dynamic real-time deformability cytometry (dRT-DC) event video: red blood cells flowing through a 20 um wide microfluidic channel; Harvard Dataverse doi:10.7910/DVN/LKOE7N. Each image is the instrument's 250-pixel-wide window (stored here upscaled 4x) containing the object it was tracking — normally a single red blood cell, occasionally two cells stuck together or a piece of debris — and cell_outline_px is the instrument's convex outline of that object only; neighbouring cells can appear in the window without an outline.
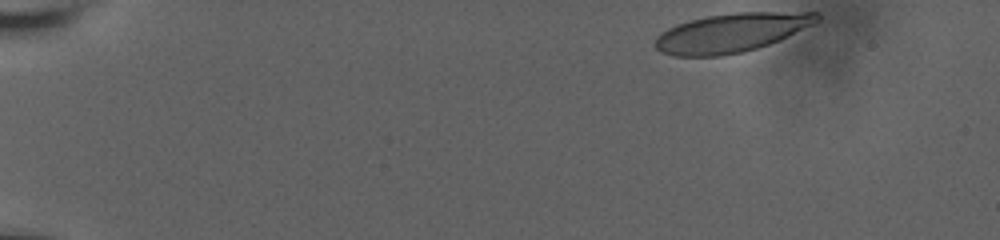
{"species": "human", "species_latin": "Homo sapiens", "temperature_condition": "room temperature", "stored_images_in_passage": 45, "camera_frame_rate_fps": 3000, "um_per_image_px": 0.085, "donor": {"sex": "male"}, "frame": {"image": 1, "passage_image": 1, "time_ms": 0.0, "image_size_px": [1000, 240], "cell_outline_px": [[820, 20], [780, 40], [744, 52], [720, 56], [672, 56], [660, 52], [656, 48], [656, 36], [660, 32], [676, 24], [688, 20], [708, 16], [736, 12], [820, 12]], "centroid_in_image_um": [62.14, 2.78], "position_along_channel_um": 22.9, "area_um2": 36.7}}
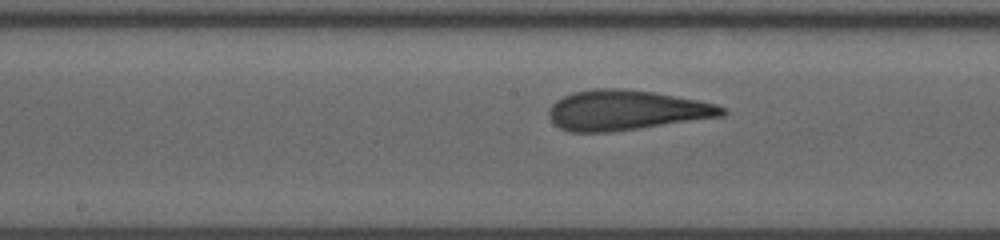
{"frame": {"image": 2, "passage_image": 26, "time_ms": 8.333, "image_size_px": [1000, 240], "cell_outline_px": [[728, 112], [724, 116], [640, 128], [608, 132], [568, 132], [560, 128], [548, 116], [548, 108], [556, 100], [572, 92], [596, 88], [620, 88], [652, 92], [700, 100], [716, 104], [724, 108]], "centroid_in_image_um": [53.22, 9.36], "position_along_channel_um": 195.0, "area_um2": 40.46}}
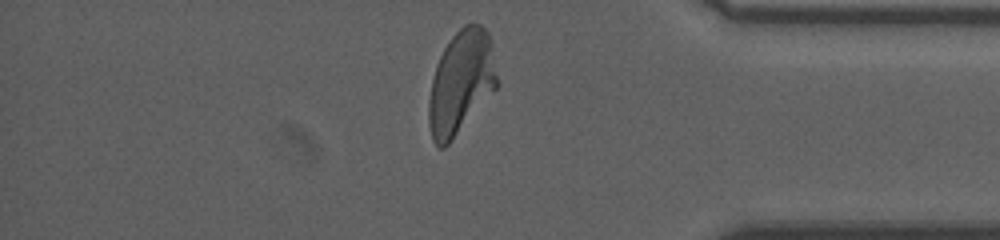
{"frame": {"image": 3, "passage_image": 44, "time_ms": 14.333, "image_size_px": [1000, 240], "cell_outline_px": [[496, 88], [452, 140], [444, 148], [440, 148], [432, 140], [428, 124], [428, 100], [432, 80], [436, 64], [444, 48], [452, 36], [464, 24], [480, 24], [488, 32], [496, 76]], "centroid_in_image_um": [39.13, 7.03], "position_along_channel_um": 396.1, "area_um2": 40.52}, "authors_computed_cell_mechanics": {"area_um2": 40.1132, "velocity_mm_per_s": 3.6457, "shape_relaxation_time_tau1_ms": 9.0853, "shape_relaxation_time_tau2_ms": 1.1252, "deformation_change_tau1": 0.2737, "deformation_change_tau2": 0.0935}}